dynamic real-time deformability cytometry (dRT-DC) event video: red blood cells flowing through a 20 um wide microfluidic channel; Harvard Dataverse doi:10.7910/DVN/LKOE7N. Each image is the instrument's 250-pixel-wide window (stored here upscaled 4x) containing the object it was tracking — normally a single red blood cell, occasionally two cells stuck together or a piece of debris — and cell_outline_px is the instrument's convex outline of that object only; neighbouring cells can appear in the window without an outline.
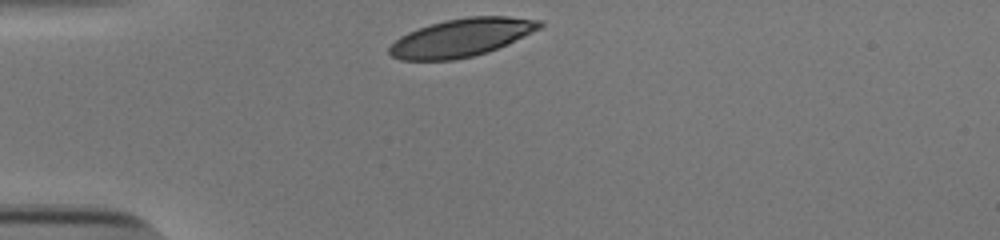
{"species": "human", "species_latin": "Homo sapiens", "temperature_condition": "cold", "stored_images_in_passage": 30, "camera_frame_rate_fps": 3000, "um_per_image_px": 0.085, "donor": {"sex": "male"}, "frame": {"image": 1, "passage_image": 1, "time_ms": 0.0, "image_size_px": [1000, 240], "cell_outline_px": [[544, 24], [540, 28], [508, 44], [488, 52], [472, 56], [452, 60], [400, 60], [392, 56], [388, 52], [388, 48], [400, 36], [408, 32], [444, 20], [468, 16], [508, 16], [544, 20]], "centroid_in_image_um": [39.25, 3.19], "position_along_channel_um": 45.7, "area_um2": 33.29}}
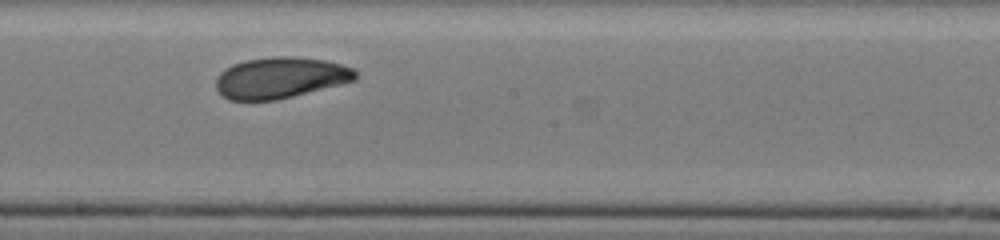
{"frame": {"image": 2, "passage_image": 17, "time_ms": 5.333, "image_size_px": [1000, 240], "cell_outline_px": [[356, 80], [276, 100], [228, 100], [216, 88], [216, 80], [220, 72], [232, 64], [244, 60], [276, 56], [292, 56], [324, 60], [340, 64], [352, 68], [356, 72]], "centroid_in_image_um": [23.8, 6.6], "position_along_channel_um": 224.4, "area_um2": 33.18}}
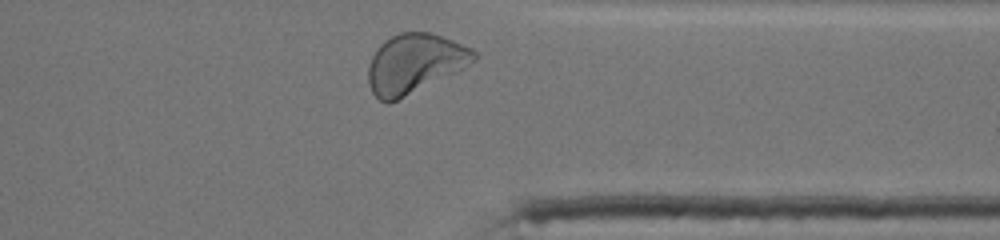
{"frame": {"image": 3, "passage_image": 29, "time_ms": 9.333, "image_size_px": [1000, 240], "cell_outline_px": [[476, 60], [464, 68], [456, 72], [388, 104], [380, 100], [372, 92], [368, 84], [368, 64], [376, 48], [384, 40], [400, 32], [428, 32], [452, 40], [472, 48], [476, 52]], "centroid_in_image_um": [35.22, 5.39], "position_along_channel_um": 376.2, "area_um2": 36.36}, "authors_computed_cell_mechanics": {"area_um2": 33.4373, "velocity_mm_per_s": 3.8417, "shape_relaxation_time_tau1_ms": 2.7679, "shape_relaxation_time_tau2_ms": 2.5271, "deformation_change_tau1": 0.1057, "deformation_change_tau2": 0.0723}}